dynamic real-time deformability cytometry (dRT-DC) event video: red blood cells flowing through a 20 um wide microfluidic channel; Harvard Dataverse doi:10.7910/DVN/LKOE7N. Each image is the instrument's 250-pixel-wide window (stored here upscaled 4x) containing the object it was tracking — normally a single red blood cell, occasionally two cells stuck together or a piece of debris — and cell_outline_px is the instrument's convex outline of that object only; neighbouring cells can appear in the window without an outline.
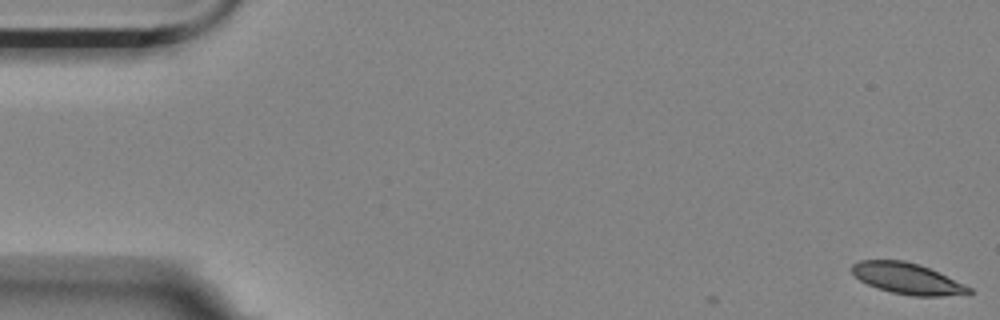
{"species": "Egyptian fruit bat (a non-hibernating species)", "species_latin": "Rousettus aegyptiacus", "temperature_condition": "room temperature", "stored_images_in_passage": 5, "camera_frame_rate_fps": 3000, "um_per_image_px": 0.085, "animal": {"sex": "female"}, "frame": {"image": 1, "passage_image": 1, "time_ms": 0.0, "image_size_px": [1000, 320], "cell_outline_px": [[972, 292], [968, 296], [912, 296], [892, 292], [868, 284], [860, 280], [852, 272], [852, 264], [860, 260], [904, 260], [920, 264], [964, 284], [972, 288]], "centroid_in_image_um": [77.19, 23.69], "position_along_channel_um": 7.8, "area_um2": 21.21}}